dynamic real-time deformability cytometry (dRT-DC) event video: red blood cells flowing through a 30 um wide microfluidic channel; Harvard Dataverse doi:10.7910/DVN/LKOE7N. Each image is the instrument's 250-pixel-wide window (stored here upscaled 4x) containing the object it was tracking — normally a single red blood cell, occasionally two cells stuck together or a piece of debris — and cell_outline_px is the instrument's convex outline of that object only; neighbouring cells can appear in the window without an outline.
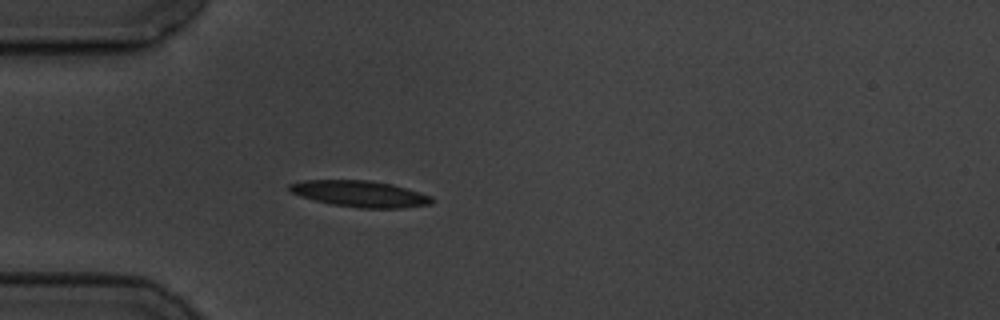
{"species": "common noctule bat (a hibernating species)", "species_latin": "Nyctalus noctula", "temperature_condition": "cold", "stored_images_in_passage": 2, "camera_frame_rate_fps": 3000, "um_per_image_px": 0.085, "animal": {"sex": "male", "body_mass_g": 19.5, "forearm_length_mm": 54.6}, "frame": {"image": 1, "passage_image": 2, "time_ms": 1.333, "image_size_px": [1000, 320], "cell_outline_px": [[436, 200], [432, 204], [400, 208], [360, 208], [332, 204], [300, 196], [292, 192], [288, 188], [288, 184], [304, 180], [368, 180], [392, 184], [408, 188], [432, 196]], "centroid_in_image_um": [30.65, 16.47], "position_along_channel_um": 54.3, "area_um2": 21.85}}